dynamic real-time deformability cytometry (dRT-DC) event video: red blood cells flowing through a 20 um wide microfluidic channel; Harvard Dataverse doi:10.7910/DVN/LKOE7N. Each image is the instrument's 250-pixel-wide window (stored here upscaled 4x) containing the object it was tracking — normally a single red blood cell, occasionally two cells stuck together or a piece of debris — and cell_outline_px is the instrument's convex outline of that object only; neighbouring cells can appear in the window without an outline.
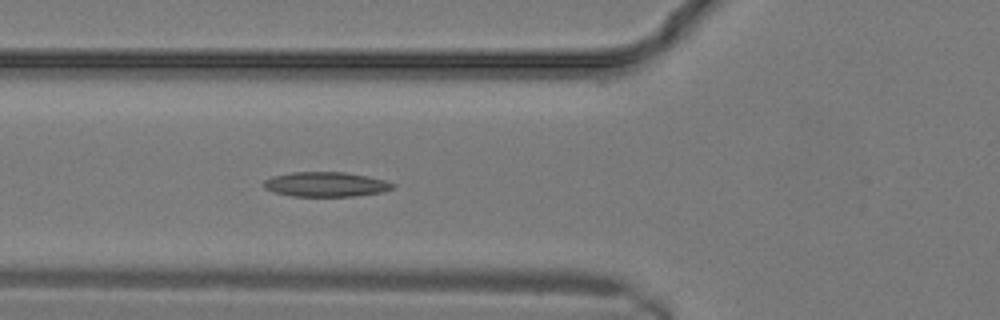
{"species": "common noctule bat (a hibernating species)", "species_latin": "Nyctalus noctula", "temperature_condition": "warm", "stored_images_in_passage": 2, "camera_frame_rate_fps": 3000, "um_per_image_px": 0.085, "animal": {"sex": "male", "body_mass_g": 19.2, "forearm_length_mm": 51.8}, "frame": {"image": 1, "passage_image": 2, "time_ms": 0.333, "image_size_px": [1000, 320], "cell_outline_px": [[396, 184], [392, 188], [380, 192], [356, 196], [292, 196], [276, 192], [264, 188], [264, 180], [272, 176], [292, 172], [344, 172], [368, 176], [384, 180]], "centroid_in_image_um": [27.69, 15.66], "position_along_channel_um": 98.1, "area_um2": 18.44}}